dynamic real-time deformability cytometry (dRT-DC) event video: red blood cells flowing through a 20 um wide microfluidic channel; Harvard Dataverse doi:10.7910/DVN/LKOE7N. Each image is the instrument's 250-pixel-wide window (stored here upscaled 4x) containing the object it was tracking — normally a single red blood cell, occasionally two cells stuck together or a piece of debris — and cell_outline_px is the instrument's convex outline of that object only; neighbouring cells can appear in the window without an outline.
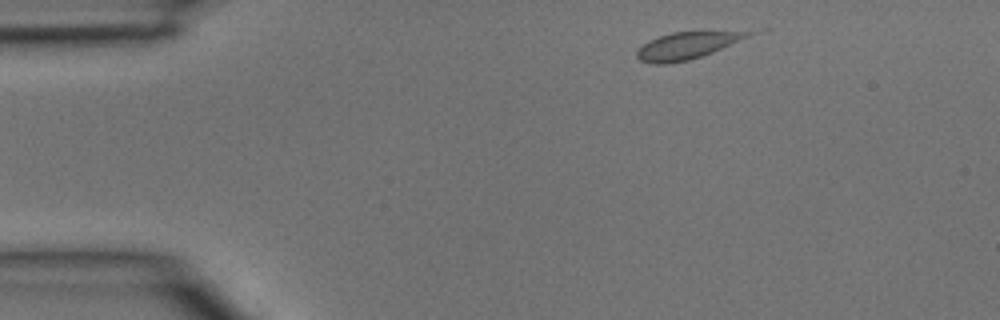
{"species": "common noctule bat (a hibernating species)", "species_latin": "Nyctalus noctula", "temperature_condition": "room temperature", "stored_images_in_passage": 3, "camera_frame_rate_fps": 3000, "um_per_image_px": 0.085, "animal": {"sex": "male", "body_mass_g": 15.6}, "frame": {"image": 1, "passage_image": 1, "time_ms": 0.0, "image_size_px": [1000, 320], "cell_outline_px": [[756, 32], [712, 52], [688, 60], [668, 64], [656, 64], [640, 60], [636, 56], [636, 52], [648, 40], [672, 32]], "centroid_in_image_um": [58.26, 3.9], "position_along_channel_um": 26.7, "area_um2": 16.76}}